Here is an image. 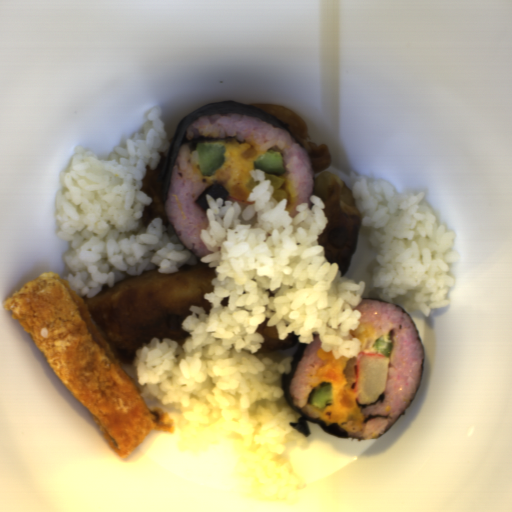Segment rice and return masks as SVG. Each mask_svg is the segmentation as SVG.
<instances>
[{"label": "rice", "instance_id": "7", "mask_svg": "<svg viewBox=\"0 0 512 512\" xmlns=\"http://www.w3.org/2000/svg\"><path fill=\"white\" fill-rule=\"evenodd\" d=\"M230 141H208V142H204L202 144H210V145H225V144H228Z\"/></svg>", "mask_w": 512, "mask_h": 512}, {"label": "rice", "instance_id": "2", "mask_svg": "<svg viewBox=\"0 0 512 512\" xmlns=\"http://www.w3.org/2000/svg\"><path fill=\"white\" fill-rule=\"evenodd\" d=\"M108 158L77 145L60 188L54 194L57 235L68 241L63 261L66 279L88 300L129 276L158 270L176 273L194 265L196 255L178 239L170 222L153 218L143 227L144 208L153 198L143 192L146 167L156 168L172 145L162 108Z\"/></svg>", "mask_w": 512, "mask_h": 512}, {"label": "rice", "instance_id": "3", "mask_svg": "<svg viewBox=\"0 0 512 512\" xmlns=\"http://www.w3.org/2000/svg\"><path fill=\"white\" fill-rule=\"evenodd\" d=\"M349 184L368 243L370 287L381 300L425 317L450 306L458 264L456 235L446 229L426 194L399 192L388 180L368 181L350 170Z\"/></svg>", "mask_w": 512, "mask_h": 512}, {"label": "rice", "instance_id": "6", "mask_svg": "<svg viewBox=\"0 0 512 512\" xmlns=\"http://www.w3.org/2000/svg\"><path fill=\"white\" fill-rule=\"evenodd\" d=\"M213 184H219L216 171L213 175L201 174L197 150L190 151L187 144L180 146L162 199L163 211L178 241L200 258L214 252L208 250L201 238V230L208 226V217L196 198Z\"/></svg>", "mask_w": 512, "mask_h": 512}, {"label": "rice", "instance_id": "4", "mask_svg": "<svg viewBox=\"0 0 512 512\" xmlns=\"http://www.w3.org/2000/svg\"><path fill=\"white\" fill-rule=\"evenodd\" d=\"M361 317L359 324H369L375 336L367 338L359 347L360 352L375 353L374 345L389 333L392 348L384 393L372 403H360L358 408L364 418L363 425L349 421H335L309 404L312 390L320 384L317 372L323 365L319 357L322 347L318 332H313V342L308 343L288 384L293 403L313 418L326 425L336 424L350 437L377 439L390 429L411 404L420 384L424 355L414 324L399 307L384 301L362 300L356 307Z\"/></svg>", "mask_w": 512, "mask_h": 512}, {"label": "rice", "instance_id": "1", "mask_svg": "<svg viewBox=\"0 0 512 512\" xmlns=\"http://www.w3.org/2000/svg\"><path fill=\"white\" fill-rule=\"evenodd\" d=\"M250 175L257 185L245 209L205 194L207 226L200 238L213 253L201 262L216 274L214 291L204 295L209 314L193 304L181 323L189 334L182 344L153 337L136 350L135 382L149 409L171 419L178 451L202 454L224 443L251 498L295 506L306 482L284 447L291 442L304 451L309 441L291 426L300 414L283 391L292 359L262 355L265 338L256 329L267 318L279 340L293 332L309 344L318 333L323 352L356 358L361 344L351 335L366 285L343 278L339 265L325 258L323 200L313 195L311 207L300 204L291 216L263 170L250 169Z\"/></svg>", "mask_w": 512, "mask_h": 512}, {"label": "rice", "instance_id": "5", "mask_svg": "<svg viewBox=\"0 0 512 512\" xmlns=\"http://www.w3.org/2000/svg\"><path fill=\"white\" fill-rule=\"evenodd\" d=\"M186 140L198 137L224 138L233 136L234 141H242L254 149L256 156L268 150L281 152L285 172L279 178L285 182L281 189L288 198L285 210L291 217L300 211L296 207L308 203L315 190V173L306 150L282 128L261 119L239 114H215L195 120L185 132Z\"/></svg>", "mask_w": 512, "mask_h": 512}]
</instances>
